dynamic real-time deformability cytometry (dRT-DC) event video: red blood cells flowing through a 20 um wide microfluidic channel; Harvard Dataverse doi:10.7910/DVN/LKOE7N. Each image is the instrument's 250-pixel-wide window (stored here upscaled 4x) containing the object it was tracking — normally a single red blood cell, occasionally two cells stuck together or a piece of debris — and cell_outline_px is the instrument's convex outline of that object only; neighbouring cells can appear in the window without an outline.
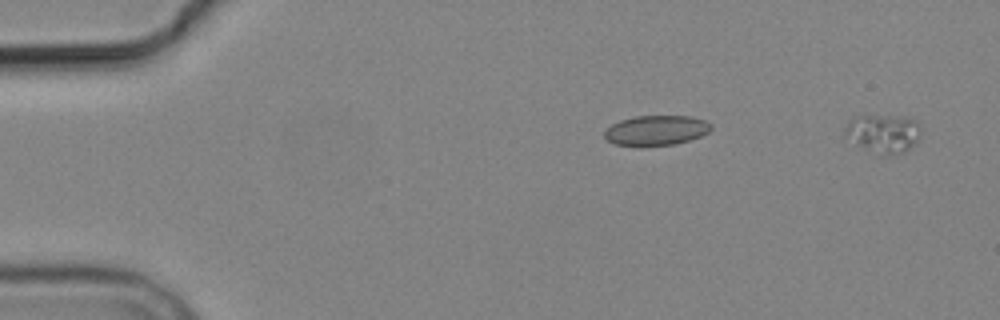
{"species": "common noctule bat (a hibernating species)", "species_latin": "Nyctalus noctula", "temperature_condition": "cold", "stored_images_in_passage": 3, "segment_of_instrument_passage": [2, 2], "camera_frame_rate_fps": 3000, "um_per_image_px": 0.085, "animal": {"sex": "male", "body_mass_g": 19.2, "forearm_length_mm": 51.8}, "frame": {"image": 1, "passage_image": 3, "time_ms": 2.333, "image_size_px": [1000, 320], "cell_outline_px": [[920, 140], [904, 152], [888, 156], [880, 156], [856, 144], [844, 136], [844, 128], [848, 120], [852, 116], [908, 116], [916, 120], [920, 124]], "centroid_in_image_um": [75.09, 11.35], "position_along_channel_um": 9.9, "area_um2": 17.57}}